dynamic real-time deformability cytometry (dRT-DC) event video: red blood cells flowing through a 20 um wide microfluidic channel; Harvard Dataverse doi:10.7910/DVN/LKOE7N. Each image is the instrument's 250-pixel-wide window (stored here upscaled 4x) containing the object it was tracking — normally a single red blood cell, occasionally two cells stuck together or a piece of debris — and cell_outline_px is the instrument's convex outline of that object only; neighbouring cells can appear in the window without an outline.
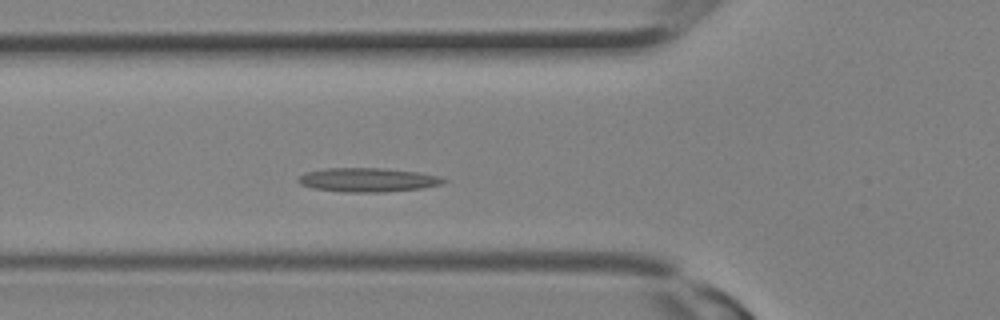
{"species": "Egyptian fruit bat (a non-hibernating species)", "species_latin": "Rousettus aegyptiacus", "temperature_condition": "room temperature", "stored_images_in_passage": 8, "camera_frame_rate_fps": 3000, "um_per_image_px": 0.085, "animal": {"sex": "female"}, "frame": {"image": 1, "passage_image": 6, "time_ms": 1.667, "image_size_px": [1000, 320], "cell_outline_px": [[448, 180], [440, 184], [424, 188], [380, 192], [344, 192], [312, 188], [300, 184], [296, 180], [304, 172], [324, 168], [380, 168], [416, 172], [440, 176]], "centroid_in_image_um": [31.22, 15.29], "position_along_channel_um": 94.6, "area_um2": 20.29}}
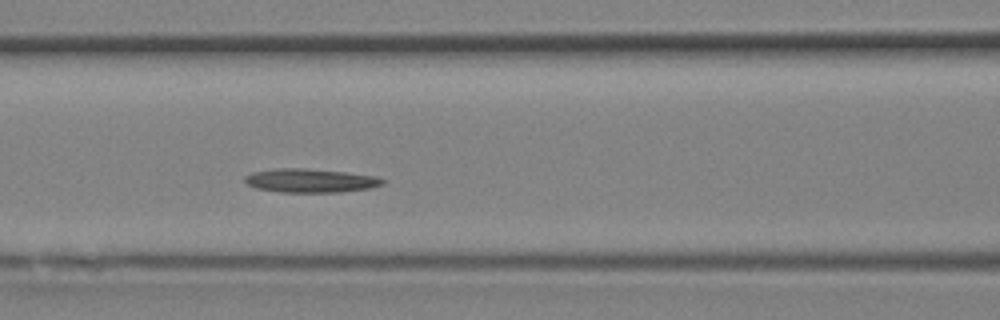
{"frame": {"image": 2, "passage_image": 8, "time_ms": 2.333, "image_size_px": [1000, 320], "cell_outline_px": [[384, 184], [368, 188], [340, 192], [280, 192], [256, 188], [248, 184], [244, 180], [244, 176], [252, 172], [276, 168], [304, 168], [344, 172], [376, 176], [384, 180]], "centroid_in_image_um": [26.35, 15.34], "position_along_channel_um": 140.2, "area_um2": 18.96}}